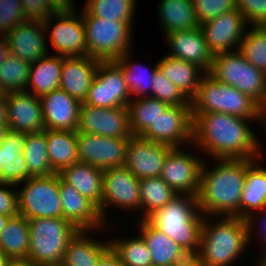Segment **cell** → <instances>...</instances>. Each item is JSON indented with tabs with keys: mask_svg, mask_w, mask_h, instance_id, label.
I'll return each instance as SVG.
<instances>
[{
	"mask_svg": "<svg viewBox=\"0 0 266 266\" xmlns=\"http://www.w3.org/2000/svg\"><path fill=\"white\" fill-rule=\"evenodd\" d=\"M193 143L214 159H255L262 144L249 128L248 121L219 112L192 113ZM248 120V121H247ZM259 143V144H258ZM261 147V148H260Z\"/></svg>",
	"mask_w": 266,
	"mask_h": 266,
	"instance_id": "6da1fadb",
	"label": "cell"
},
{
	"mask_svg": "<svg viewBox=\"0 0 266 266\" xmlns=\"http://www.w3.org/2000/svg\"><path fill=\"white\" fill-rule=\"evenodd\" d=\"M212 170L204 162L200 171L197 201L207 216L240 217L247 169L255 159H216ZM216 214V215H215Z\"/></svg>",
	"mask_w": 266,
	"mask_h": 266,
	"instance_id": "7a4b0ae2",
	"label": "cell"
},
{
	"mask_svg": "<svg viewBox=\"0 0 266 266\" xmlns=\"http://www.w3.org/2000/svg\"><path fill=\"white\" fill-rule=\"evenodd\" d=\"M147 220L189 255L198 253L204 214L199 209L196 196L177 194Z\"/></svg>",
	"mask_w": 266,
	"mask_h": 266,
	"instance_id": "3957f363",
	"label": "cell"
},
{
	"mask_svg": "<svg viewBox=\"0 0 266 266\" xmlns=\"http://www.w3.org/2000/svg\"><path fill=\"white\" fill-rule=\"evenodd\" d=\"M204 216L201 240L196 254L202 266H229L249 243L246 219L224 217L209 224Z\"/></svg>",
	"mask_w": 266,
	"mask_h": 266,
	"instance_id": "277c9868",
	"label": "cell"
},
{
	"mask_svg": "<svg viewBox=\"0 0 266 266\" xmlns=\"http://www.w3.org/2000/svg\"><path fill=\"white\" fill-rule=\"evenodd\" d=\"M190 103L192 113L219 112L260 121V106L253 99L209 73L203 75Z\"/></svg>",
	"mask_w": 266,
	"mask_h": 266,
	"instance_id": "5b68a950",
	"label": "cell"
},
{
	"mask_svg": "<svg viewBox=\"0 0 266 266\" xmlns=\"http://www.w3.org/2000/svg\"><path fill=\"white\" fill-rule=\"evenodd\" d=\"M28 222V258L39 266L62 264L67 244L78 229L64 218H35Z\"/></svg>",
	"mask_w": 266,
	"mask_h": 266,
	"instance_id": "8992f818",
	"label": "cell"
},
{
	"mask_svg": "<svg viewBox=\"0 0 266 266\" xmlns=\"http://www.w3.org/2000/svg\"><path fill=\"white\" fill-rule=\"evenodd\" d=\"M87 55L99 61H116L131 44L132 22H117L92 16L82 10Z\"/></svg>",
	"mask_w": 266,
	"mask_h": 266,
	"instance_id": "52a82bcc",
	"label": "cell"
},
{
	"mask_svg": "<svg viewBox=\"0 0 266 266\" xmlns=\"http://www.w3.org/2000/svg\"><path fill=\"white\" fill-rule=\"evenodd\" d=\"M208 73L248 95L260 107L264 104L266 74L248 62L239 50L215 54Z\"/></svg>",
	"mask_w": 266,
	"mask_h": 266,
	"instance_id": "ba28073f",
	"label": "cell"
},
{
	"mask_svg": "<svg viewBox=\"0 0 266 266\" xmlns=\"http://www.w3.org/2000/svg\"><path fill=\"white\" fill-rule=\"evenodd\" d=\"M18 192L19 214L26 219L62 218L59 175L31 177Z\"/></svg>",
	"mask_w": 266,
	"mask_h": 266,
	"instance_id": "9c48e42d",
	"label": "cell"
},
{
	"mask_svg": "<svg viewBox=\"0 0 266 266\" xmlns=\"http://www.w3.org/2000/svg\"><path fill=\"white\" fill-rule=\"evenodd\" d=\"M131 101L121 66L116 61H99L95 79L84 103L101 108L127 107Z\"/></svg>",
	"mask_w": 266,
	"mask_h": 266,
	"instance_id": "30bf717a",
	"label": "cell"
},
{
	"mask_svg": "<svg viewBox=\"0 0 266 266\" xmlns=\"http://www.w3.org/2000/svg\"><path fill=\"white\" fill-rule=\"evenodd\" d=\"M141 137L170 147H182L184 143L192 145L193 117L191 105H169Z\"/></svg>",
	"mask_w": 266,
	"mask_h": 266,
	"instance_id": "8fae6325",
	"label": "cell"
},
{
	"mask_svg": "<svg viewBox=\"0 0 266 266\" xmlns=\"http://www.w3.org/2000/svg\"><path fill=\"white\" fill-rule=\"evenodd\" d=\"M129 138L104 137L77 131L78 161L101 170L125 165Z\"/></svg>",
	"mask_w": 266,
	"mask_h": 266,
	"instance_id": "7c38bea8",
	"label": "cell"
},
{
	"mask_svg": "<svg viewBox=\"0 0 266 266\" xmlns=\"http://www.w3.org/2000/svg\"><path fill=\"white\" fill-rule=\"evenodd\" d=\"M139 183L140 180L125 166L103 171L102 203L99 214L104 224L105 210L112 204L125 210L126 208L141 210Z\"/></svg>",
	"mask_w": 266,
	"mask_h": 266,
	"instance_id": "4fadbf2b",
	"label": "cell"
},
{
	"mask_svg": "<svg viewBox=\"0 0 266 266\" xmlns=\"http://www.w3.org/2000/svg\"><path fill=\"white\" fill-rule=\"evenodd\" d=\"M181 147H173L167 154L160 178L176 193L197 196L203 160Z\"/></svg>",
	"mask_w": 266,
	"mask_h": 266,
	"instance_id": "5bb4252c",
	"label": "cell"
},
{
	"mask_svg": "<svg viewBox=\"0 0 266 266\" xmlns=\"http://www.w3.org/2000/svg\"><path fill=\"white\" fill-rule=\"evenodd\" d=\"M77 131L104 137L130 138L128 107L101 108L83 102Z\"/></svg>",
	"mask_w": 266,
	"mask_h": 266,
	"instance_id": "9a60e30c",
	"label": "cell"
},
{
	"mask_svg": "<svg viewBox=\"0 0 266 266\" xmlns=\"http://www.w3.org/2000/svg\"><path fill=\"white\" fill-rule=\"evenodd\" d=\"M247 24L242 13L235 8L204 22L199 27L210 51L215 55L234 51L235 47L239 50Z\"/></svg>",
	"mask_w": 266,
	"mask_h": 266,
	"instance_id": "2e32d148",
	"label": "cell"
},
{
	"mask_svg": "<svg viewBox=\"0 0 266 266\" xmlns=\"http://www.w3.org/2000/svg\"><path fill=\"white\" fill-rule=\"evenodd\" d=\"M73 10H57L49 18L56 25L49 33L50 41L58 56L73 57L87 55L84 22L82 15ZM80 15V16H79Z\"/></svg>",
	"mask_w": 266,
	"mask_h": 266,
	"instance_id": "e0dca14e",
	"label": "cell"
},
{
	"mask_svg": "<svg viewBox=\"0 0 266 266\" xmlns=\"http://www.w3.org/2000/svg\"><path fill=\"white\" fill-rule=\"evenodd\" d=\"M173 147L131 136L126 148L125 167L139 180L160 177L165 158Z\"/></svg>",
	"mask_w": 266,
	"mask_h": 266,
	"instance_id": "ac0fdd59",
	"label": "cell"
},
{
	"mask_svg": "<svg viewBox=\"0 0 266 266\" xmlns=\"http://www.w3.org/2000/svg\"><path fill=\"white\" fill-rule=\"evenodd\" d=\"M8 129L25 134L45 130L40 97L27 91L6 94Z\"/></svg>",
	"mask_w": 266,
	"mask_h": 266,
	"instance_id": "d6986e66",
	"label": "cell"
},
{
	"mask_svg": "<svg viewBox=\"0 0 266 266\" xmlns=\"http://www.w3.org/2000/svg\"><path fill=\"white\" fill-rule=\"evenodd\" d=\"M50 22V18L44 23L25 21L14 27L4 36L10 53L30 63L49 55L45 33L50 28Z\"/></svg>",
	"mask_w": 266,
	"mask_h": 266,
	"instance_id": "ffe728a7",
	"label": "cell"
},
{
	"mask_svg": "<svg viewBox=\"0 0 266 266\" xmlns=\"http://www.w3.org/2000/svg\"><path fill=\"white\" fill-rule=\"evenodd\" d=\"M45 129L77 131L81 102L58 88L40 97Z\"/></svg>",
	"mask_w": 266,
	"mask_h": 266,
	"instance_id": "44dd1931",
	"label": "cell"
},
{
	"mask_svg": "<svg viewBox=\"0 0 266 266\" xmlns=\"http://www.w3.org/2000/svg\"><path fill=\"white\" fill-rule=\"evenodd\" d=\"M165 36L170 50L172 49L169 51V56L192 63L205 73L210 71L214 55L210 51L200 27L173 31Z\"/></svg>",
	"mask_w": 266,
	"mask_h": 266,
	"instance_id": "7402d4cb",
	"label": "cell"
},
{
	"mask_svg": "<svg viewBox=\"0 0 266 266\" xmlns=\"http://www.w3.org/2000/svg\"><path fill=\"white\" fill-rule=\"evenodd\" d=\"M59 193L62 202V218L72 223L78 230H90L91 233L103 229L98 208L82 196L73 186L59 176ZM93 230V231H92Z\"/></svg>",
	"mask_w": 266,
	"mask_h": 266,
	"instance_id": "603a6c76",
	"label": "cell"
},
{
	"mask_svg": "<svg viewBox=\"0 0 266 266\" xmlns=\"http://www.w3.org/2000/svg\"><path fill=\"white\" fill-rule=\"evenodd\" d=\"M99 60L88 55L63 57L59 88L83 103L95 79Z\"/></svg>",
	"mask_w": 266,
	"mask_h": 266,
	"instance_id": "cb8c5ba5",
	"label": "cell"
},
{
	"mask_svg": "<svg viewBox=\"0 0 266 266\" xmlns=\"http://www.w3.org/2000/svg\"><path fill=\"white\" fill-rule=\"evenodd\" d=\"M25 133L8 129L0 144V182L18 185L30 178L22 151Z\"/></svg>",
	"mask_w": 266,
	"mask_h": 266,
	"instance_id": "d4e9b609",
	"label": "cell"
},
{
	"mask_svg": "<svg viewBox=\"0 0 266 266\" xmlns=\"http://www.w3.org/2000/svg\"><path fill=\"white\" fill-rule=\"evenodd\" d=\"M139 234L148 248L152 264L156 266H172L185 259L189 254L176 242L168 238L147 219H141Z\"/></svg>",
	"mask_w": 266,
	"mask_h": 266,
	"instance_id": "484cf974",
	"label": "cell"
},
{
	"mask_svg": "<svg viewBox=\"0 0 266 266\" xmlns=\"http://www.w3.org/2000/svg\"><path fill=\"white\" fill-rule=\"evenodd\" d=\"M58 175L73 186L82 196L91 201L98 210L102 203L103 170L77 162L62 169Z\"/></svg>",
	"mask_w": 266,
	"mask_h": 266,
	"instance_id": "4316f807",
	"label": "cell"
},
{
	"mask_svg": "<svg viewBox=\"0 0 266 266\" xmlns=\"http://www.w3.org/2000/svg\"><path fill=\"white\" fill-rule=\"evenodd\" d=\"M256 166L254 162L246 171L241 199V218L246 219L249 241L255 225L254 213L266 207V169Z\"/></svg>",
	"mask_w": 266,
	"mask_h": 266,
	"instance_id": "83f0119b",
	"label": "cell"
},
{
	"mask_svg": "<svg viewBox=\"0 0 266 266\" xmlns=\"http://www.w3.org/2000/svg\"><path fill=\"white\" fill-rule=\"evenodd\" d=\"M90 230H78L67 244L63 266H97L99 259L110 249L108 242L92 239ZM91 237V238H90Z\"/></svg>",
	"mask_w": 266,
	"mask_h": 266,
	"instance_id": "f1b7e54d",
	"label": "cell"
},
{
	"mask_svg": "<svg viewBox=\"0 0 266 266\" xmlns=\"http://www.w3.org/2000/svg\"><path fill=\"white\" fill-rule=\"evenodd\" d=\"M157 64L159 70L189 100L196 95L200 80L206 74L200 67L169 55H165Z\"/></svg>",
	"mask_w": 266,
	"mask_h": 266,
	"instance_id": "f546056e",
	"label": "cell"
},
{
	"mask_svg": "<svg viewBox=\"0 0 266 266\" xmlns=\"http://www.w3.org/2000/svg\"><path fill=\"white\" fill-rule=\"evenodd\" d=\"M63 57L58 55L44 56L30 64L28 88H32V94L41 97L58 89L62 72ZM30 86V87H29Z\"/></svg>",
	"mask_w": 266,
	"mask_h": 266,
	"instance_id": "4dcf8cb0",
	"label": "cell"
},
{
	"mask_svg": "<svg viewBox=\"0 0 266 266\" xmlns=\"http://www.w3.org/2000/svg\"><path fill=\"white\" fill-rule=\"evenodd\" d=\"M48 159L52 170L59 173L78 161L77 131L45 129Z\"/></svg>",
	"mask_w": 266,
	"mask_h": 266,
	"instance_id": "1f68e13d",
	"label": "cell"
},
{
	"mask_svg": "<svg viewBox=\"0 0 266 266\" xmlns=\"http://www.w3.org/2000/svg\"><path fill=\"white\" fill-rule=\"evenodd\" d=\"M158 13L165 35L200 26L195 17L193 0H161Z\"/></svg>",
	"mask_w": 266,
	"mask_h": 266,
	"instance_id": "d6a6232c",
	"label": "cell"
},
{
	"mask_svg": "<svg viewBox=\"0 0 266 266\" xmlns=\"http://www.w3.org/2000/svg\"><path fill=\"white\" fill-rule=\"evenodd\" d=\"M29 222L22 215L10 217L0 234V249L10 258H28Z\"/></svg>",
	"mask_w": 266,
	"mask_h": 266,
	"instance_id": "836d02e7",
	"label": "cell"
},
{
	"mask_svg": "<svg viewBox=\"0 0 266 266\" xmlns=\"http://www.w3.org/2000/svg\"><path fill=\"white\" fill-rule=\"evenodd\" d=\"M169 105L151 96L133 98L128 104L132 136H141Z\"/></svg>",
	"mask_w": 266,
	"mask_h": 266,
	"instance_id": "e575fe53",
	"label": "cell"
},
{
	"mask_svg": "<svg viewBox=\"0 0 266 266\" xmlns=\"http://www.w3.org/2000/svg\"><path fill=\"white\" fill-rule=\"evenodd\" d=\"M129 51L120 56L116 62L121 66L126 86L131 98L149 97L152 95L153 81L156 71L159 69L156 64L153 69H148L145 65L129 62ZM142 65V66H141ZM147 73V74H146Z\"/></svg>",
	"mask_w": 266,
	"mask_h": 266,
	"instance_id": "d590c367",
	"label": "cell"
},
{
	"mask_svg": "<svg viewBox=\"0 0 266 266\" xmlns=\"http://www.w3.org/2000/svg\"><path fill=\"white\" fill-rule=\"evenodd\" d=\"M22 154L28 165L30 178L55 174L48 159L45 130L26 134Z\"/></svg>",
	"mask_w": 266,
	"mask_h": 266,
	"instance_id": "8d00e7d4",
	"label": "cell"
},
{
	"mask_svg": "<svg viewBox=\"0 0 266 266\" xmlns=\"http://www.w3.org/2000/svg\"><path fill=\"white\" fill-rule=\"evenodd\" d=\"M142 220L164 207L177 194L160 178H143L139 183Z\"/></svg>",
	"mask_w": 266,
	"mask_h": 266,
	"instance_id": "74e56055",
	"label": "cell"
},
{
	"mask_svg": "<svg viewBox=\"0 0 266 266\" xmlns=\"http://www.w3.org/2000/svg\"><path fill=\"white\" fill-rule=\"evenodd\" d=\"M30 62L11 53L0 64V89L3 94L27 90Z\"/></svg>",
	"mask_w": 266,
	"mask_h": 266,
	"instance_id": "f35d334b",
	"label": "cell"
},
{
	"mask_svg": "<svg viewBox=\"0 0 266 266\" xmlns=\"http://www.w3.org/2000/svg\"><path fill=\"white\" fill-rule=\"evenodd\" d=\"M136 0H87L85 9L101 19L132 22Z\"/></svg>",
	"mask_w": 266,
	"mask_h": 266,
	"instance_id": "ab89813d",
	"label": "cell"
},
{
	"mask_svg": "<svg viewBox=\"0 0 266 266\" xmlns=\"http://www.w3.org/2000/svg\"><path fill=\"white\" fill-rule=\"evenodd\" d=\"M109 244L124 266L152 265L151 254L140 236L125 240L113 239Z\"/></svg>",
	"mask_w": 266,
	"mask_h": 266,
	"instance_id": "60d3db41",
	"label": "cell"
},
{
	"mask_svg": "<svg viewBox=\"0 0 266 266\" xmlns=\"http://www.w3.org/2000/svg\"><path fill=\"white\" fill-rule=\"evenodd\" d=\"M251 27L250 32H245L239 51L248 62L266 74V30L262 26Z\"/></svg>",
	"mask_w": 266,
	"mask_h": 266,
	"instance_id": "b9f144b4",
	"label": "cell"
},
{
	"mask_svg": "<svg viewBox=\"0 0 266 266\" xmlns=\"http://www.w3.org/2000/svg\"><path fill=\"white\" fill-rule=\"evenodd\" d=\"M151 97L168 105H191L190 100L159 69L154 76Z\"/></svg>",
	"mask_w": 266,
	"mask_h": 266,
	"instance_id": "7bdbcfd3",
	"label": "cell"
},
{
	"mask_svg": "<svg viewBox=\"0 0 266 266\" xmlns=\"http://www.w3.org/2000/svg\"><path fill=\"white\" fill-rule=\"evenodd\" d=\"M198 24L211 20L224 12L236 8V0H193Z\"/></svg>",
	"mask_w": 266,
	"mask_h": 266,
	"instance_id": "ee69618b",
	"label": "cell"
},
{
	"mask_svg": "<svg viewBox=\"0 0 266 266\" xmlns=\"http://www.w3.org/2000/svg\"><path fill=\"white\" fill-rule=\"evenodd\" d=\"M24 22L21 0H0V35L5 36L14 27Z\"/></svg>",
	"mask_w": 266,
	"mask_h": 266,
	"instance_id": "f6af8a7d",
	"label": "cell"
},
{
	"mask_svg": "<svg viewBox=\"0 0 266 266\" xmlns=\"http://www.w3.org/2000/svg\"><path fill=\"white\" fill-rule=\"evenodd\" d=\"M236 8L250 26H261L266 21V0H236Z\"/></svg>",
	"mask_w": 266,
	"mask_h": 266,
	"instance_id": "bcb514c9",
	"label": "cell"
},
{
	"mask_svg": "<svg viewBox=\"0 0 266 266\" xmlns=\"http://www.w3.org/2000/svg\"><path fill=\"white\" fill-rule=\"evenodd\" d=\"M25 21L44 23L57 10L47 0H21Z\"/></svg>",
	"mask_w": 266,
	"mask_h": 266,
	"instance_id": "7dc6e473",
	"label": "cell"
},
{
	"mask_svg": "<svg viewBox=\"0 0 266 266\" xmlns=\"http://www.w3.org/2000/svg\"><path fill=\"white\" fill-rule=\"evenodd\" d=\"M14 185L15 184L0 182V214L7 215L9 217L19 215V191L14 192L13 190L8 189Z\"/></svg>",
	"mask_w": 266,
	"mask_h": 266,
	"instance_id": "c3c4849f",
	"label": "cell"
},
{
	"mask_svg": "<svg viewBox=\"0 0 266 266\" xmlns=\"http://www.w3.org/2000/svg\"><path fill=\"white\" fill-rule=\"evenodd\" d=\"M97 266H124L119 257L110 248L98 261Z\"/></svg>",
	"mask_w": 266,
	"mask_h": 266,
	"instance_id": "681fc988",
	"label": "cell"
},
{
	"mask_svg": "<svg viewBox=\"0 0 266 266\" xmlns=\"http://www.w3.org/2000/svg\"><path fill=\"white\" fill-rule=\"evenodd\" d=\"M56 10H73L72 0H47Z\"/></svg>",
	"mask_w": 266,
	"mask_h": 266,
	"instance_id": "f907efd6",
	"label": "cell"
},
{
	"mask_svg": "<svg viewBox=\"0 0 266 266\" xmlns=\"http://www.w3.org/2000/svg\"><path fill=\"white\" fill-rule=\"evenodd\" d=\"M172 266H202L197 255H188L185 259L178 261Z\"/></svg>",
	"mask_w": 266,
	"mask_h": 266,
	"instance_id": "816d5d0a",
	"label": "cell"
},
{
	"mask_svg": "<svg viewBox=\"0 0 266 266\" xmlns=\"http://www.w3.org/2000/svg\"><path fill=\"white\" fill-rule=\"evenodd\" d=\"M5 266H39L29 258L9 259Z\"/></svg>",
	"mask_w": 266,
	"mask_h": 266,
	"instance_id": "f5cc1de1",
	"label": "cell"
},
{
	"mask_svg": "<svg viewBox=\"0 0 266 266\" xmlns=\"http://www.w3.org/2000/svg\"><path fill=\"white\" fill-rule=\"evenodd\" d=\"M0 123L7 124L6 94L0 95Z\"/></svg>",
	"mask_w": 266,
	"mask_h": 266,
	"instance_id": "db71d44e",
	"label": "cell"
},
{
	"mask_svg": "<svg viewBox=\"0 0 266 266\" xmlns=\"http://www.w3.org/2000/svg\"><path fill=\"white\" fill-rule=\"evenodd\" d=\"M10 54L8 43L4 35L0 37V64L7 58Z\"/></svg>",
	"mask_w": 266,
	"mask_h": 266,
	"instance_id": "11a10c76",
	"label": "cell"
},
{
	"mask_svg": "<svg viewBox=\"0 0 266 266\" xmlns=\"http://www.w3.org/2000/svg\"><path fill=\"white\" fill-rule=\"evenodd\" d=\"M260 212H261V214H262V215H260V217H261V216H262V218H263L264 216H265V217H264V220L262 221V222H264V223H263L264 226L262 227V228H264V229L261 228L260 230H262V231H259V232L261 233L260 235H263L262 238H264V240L266 241V239H265V238H266V233H265V232H266V231H265V230H266V229H265V228H266V207L263 208L261 211H259V213H260ZM263 230H264V234H263Z\"/></svg>",
	"mask_w": 266,
	"mask_h": 266,
	"instance_id": "9f6ffc18",
	"label": "cell"
},
{
	"mask_svg": "<svg viewBox=\"0 0 266 266\" xmlns=\"http://www.w3.org/2000/svg\"><path fill=\"white\" fill-rule=\"evenodd\" d=\"M7 130H8L7 124L0 123V144L5 139Z\"/></svg>",
	"mask_w": 266,
	"mask_h": 266,
	"instance_id": "6f0895ef",
	"label": "cell"
},
{
	"mask_svg": "<svg viewBox=\"0 0 266 266\" xmlns=\"http://www.w3.org/2000/svg\"><path fill=\"white\" fill-rule=\"evenodd\" d=\"M9 218L10 217L7 215L0 214V234L3 231V229L5 228V225H6L7 221L9 220Z\"/></svg>",
	"mask_w": 266,
	"mask_h": 266,
	"instance_id": "680465c9",
	"label": "cell"
},
{
	"mask_svg": "<svg viewBox=\"0 0 266 266\" xmlns=\"http://www.w3.org/2000/svg\"><path fill=\"white\" fill-rule=\"evenodd\" d=\"M260 120H263L266 124V99L264 104L260 107Z\"/></svg>",
	"mask_w": 266,
	"mask_h": 266,
	"instance_id": "91938a15",
	"label": "cell"
},
{
	"mask_svg": "<svg viewBox=\"0 0 266 266\" xmlns=\"http://www.w3.org/2000/svg\"><path fill=\"white\" fill-rule=\"evenodd\" d=\"M10 258L0 249V266H5Z\"/></svg>",
	"mask_w": 266,
	"mask_h": 266,
	"instance_id": "94428289",
	"label": "cell"
},
{
	"mask_svg": "<svg viewBox=\"0 0 266 266\" xmlns=\"http://www.w3.org/2000/svg\"><path fill=\"white\" fill-rule=\"evenodd\" d=\"M257 266H266V255L261 258V260L258 261Z\"/></svg>",
	"mask_w": 266,
	"mask_h": 266,
	"instance_id": "6125c7cd",
	"label": "cell"
},
{
	"mask_svg": "<svg viewBox=\"0 0 266 266\" xmlns=\"http://www.w3.org/2000/svg\"><path fill=\"white\" fill-rule=\"evenodd\" d=\"M261 26L266 30V21Z\"/></svg>",
	"mask_w": 266,
	"mask_h": 266,
	"instance_id": "be15d7a7",
	"label": "cell"
},
{
	"mask_svg": "<svg viewBox=\"0 0 266 266\" xmlns=\"http://www.w3.org/2000/svg\"><path fill=\"white\" fill-rule=\"evenodd\" d=\"M49 266H63L62 264H58V265H49Z\"/></svg>",
	"mask_w": 266,
	"mask_h": 266,
	"instance_id": "e7e4bbea",
	"label": "cell"
}]
</instances>
